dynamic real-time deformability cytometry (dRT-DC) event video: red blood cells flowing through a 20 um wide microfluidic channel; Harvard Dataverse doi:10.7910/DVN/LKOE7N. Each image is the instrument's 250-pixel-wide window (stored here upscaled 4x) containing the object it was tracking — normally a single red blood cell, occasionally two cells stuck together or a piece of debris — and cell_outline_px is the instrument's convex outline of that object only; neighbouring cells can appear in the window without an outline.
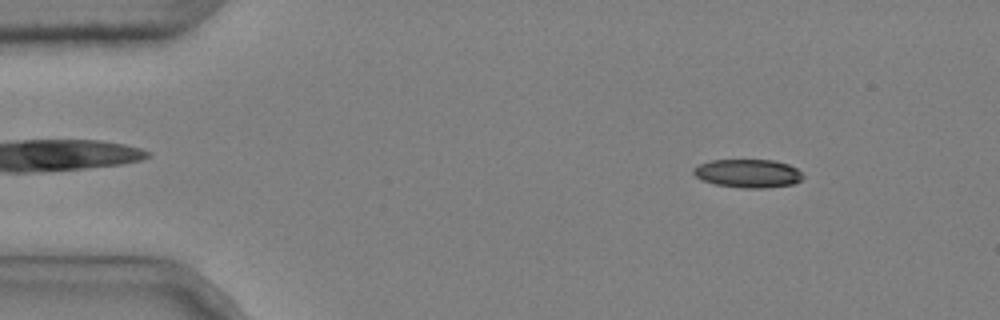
{"species": "common noctule bat (a hibernating species)", "species_latin": "Nyctalus noctula", "temperature_condition": "cold", "stored_images_in_passage": 4, "camera_frame_rate_fps": 3000, "um_per_image_px": 0.085, "animal": {"sex": "male", "body_mass_g": 20.4}, "frame": {"image": 1, "passage_image": 1, "time_ms": 0.0, "image_size_px": [1000, 320], "cell_outline_px": [[804, 176], [800, 180], [792, 184], [764, 188], [744, 188], [716, 184], [704, 180], [696, 176], [692, 172], [692, 168], [700, 164], [712, 160], [772, 160], [788, 164], [796, 168]], "centroid_in_image_um": [63.57, 14.73], "position_along_channel_um": 21.4, "area_um2": 17.92}}